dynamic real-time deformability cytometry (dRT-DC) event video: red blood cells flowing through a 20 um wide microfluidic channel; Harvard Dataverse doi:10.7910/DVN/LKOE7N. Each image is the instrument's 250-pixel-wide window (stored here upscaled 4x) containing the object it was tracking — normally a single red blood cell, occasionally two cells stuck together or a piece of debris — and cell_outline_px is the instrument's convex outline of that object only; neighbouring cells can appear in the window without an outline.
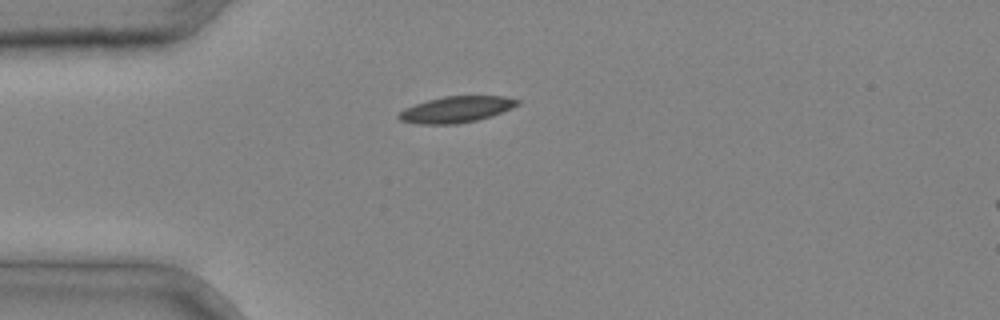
{"species": "common noctule bat (a hibernating species)", "species_latin": "Nyctalus noctula", "temperature_condition": "cold", "stored_images_in_passage": 1, "camera_frame_rate_fps": 3000, "um_per_image_px": 0.085, "animal": {"sex": "male", "body_mass_g": 20.4}, "frame": {"image": 1, "passage_image": 1, "time_ms": 0.0, "image_size_px": [1000, 320], "cell_outline_px": [[520, 104], [512, 108], [492, 116], [476, 120], [456, 124], [416, 124], [400, 120], [396, 116], [404, 108], [428, 100], [444, 96], [504, 96], [520, 100]], "centroid_in_image_um": [38.79, 9.3], "position_along_channel_um": 46.2, "area_um2": 18.15}}